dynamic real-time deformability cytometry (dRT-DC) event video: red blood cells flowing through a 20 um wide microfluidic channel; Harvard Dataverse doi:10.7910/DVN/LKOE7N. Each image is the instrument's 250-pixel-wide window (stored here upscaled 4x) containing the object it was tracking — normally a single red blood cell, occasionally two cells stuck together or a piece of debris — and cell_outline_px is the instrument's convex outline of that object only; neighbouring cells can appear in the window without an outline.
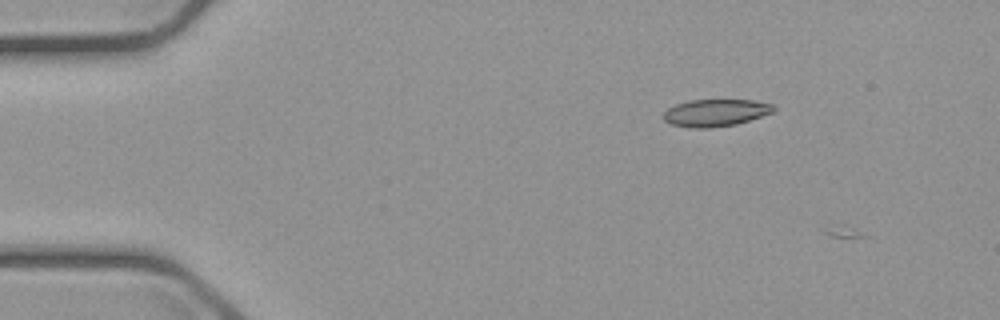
{"species": "common noctule bat (a hibernating species)", "species_latin": "Nyctalus noctula", "temperature_condition": "cold", "stored_images_in_passage": 2, "camera_frame_rate_fps": 3000, "um_per_image_px": 0.085, "animal": {"sex": "male", "body_mass_g": 23.1, "forearm_length_mm": 52.7}, "frame": {"image": 1, "passage_image": 1, "time_ms": 0.0, "image_size_px": [1000, 320], "cell_outline_px": [[776, 108], [772, 112], [736, 124], [708, 128], [688, 128], [672, 124], [664, 120], [664, 112], [668, 108], [676, 104], [688, 100], [752, 100], [772, 104]], "centroid_in_image_um": [60.79, 9.58], "position_along_channel_um": 24.2, "area_um2": 17.28}}